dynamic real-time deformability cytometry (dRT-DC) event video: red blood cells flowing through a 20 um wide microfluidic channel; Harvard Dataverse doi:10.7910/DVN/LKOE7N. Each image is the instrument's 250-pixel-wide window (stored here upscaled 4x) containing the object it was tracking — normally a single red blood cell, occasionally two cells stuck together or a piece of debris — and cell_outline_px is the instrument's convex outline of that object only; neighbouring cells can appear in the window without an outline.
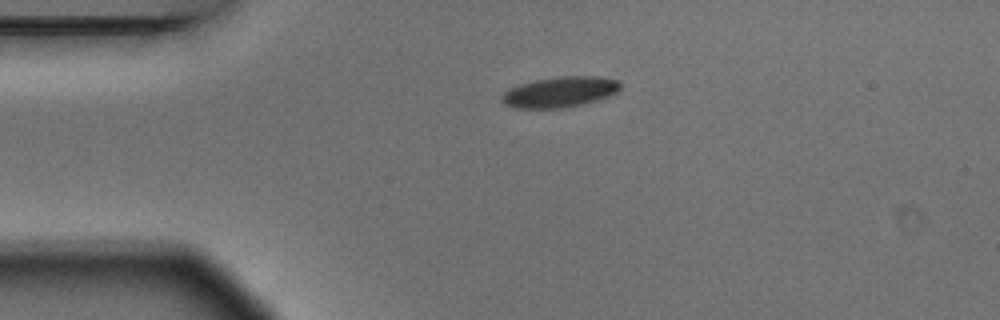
{"species": "Egyptian fruit bat (a non-hibernating species)", "species_latin": "Rousettus aegyptiacus", "temperature_condition": "warm", "stored_images_in_passage": 2, "camera_frame_rate_fps": 3000, "um_per_image_px": 0.085, "animal": {"sex": "male"}, "frame": {"image": 1, "passage_image": 1, "time_ms": 0.0, "image_size_px": [1000, 320], "cell_outline_px": [[620, 88], [616, 92], [608, 96], [596, 100], [580, 104], [560, 108], [512, 108], [504, 104], [500, 100], [500, 96], [504, 92], [520, 84], [536, 80], [560, 76], [600, 76], [620, 80]], "centroid_in_image_um": [47.58, 7.81], "position_along_channel_um": 37.4, "area_um2": 21.04}}